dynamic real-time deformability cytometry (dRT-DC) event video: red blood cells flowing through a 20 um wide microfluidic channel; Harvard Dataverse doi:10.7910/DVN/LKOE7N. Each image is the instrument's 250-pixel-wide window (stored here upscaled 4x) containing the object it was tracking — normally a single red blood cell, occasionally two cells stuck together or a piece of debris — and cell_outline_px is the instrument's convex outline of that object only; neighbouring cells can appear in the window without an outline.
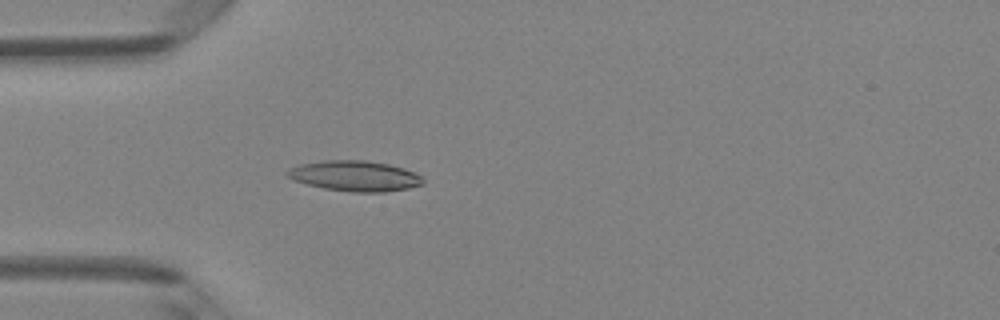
{"species": "Egyptian fruit bat (a non-hibernating species)", "species_latin": "Rousettus aegyptiacus", "temperature_condition": "room temperature", "stored_images_in_passage": 48, "camera_frame_rate_fps": 3000, "um_per_image_px": 0.085, "animal": {"sex": "female"}, "frame": {"image": 1, "passage_image": 14, "time_ms": 4.333, "image_size_px": [1000, 320], "cell_outline_px": [[424, 184], [408, 188], [384, 192], [352, 192], [324, 188], [292, 180], [284, 172], [288, 168], [300, 164], [324, 160], [364, 160], [388, 164], [404, 168], [420, 176], [424, 180]], "centroid_in_image_um": [30.13, 14.95], "position_along_channel_um": 54.9, "area_um2": 24.04}}
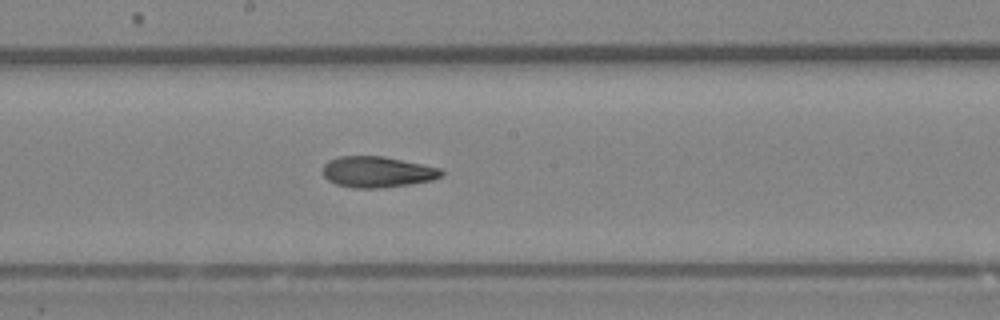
{"frame": {"image": 2, "passage_image": 26, "time_ms": 8.333, "image_size_px": [1000, 320], "cell_outline_px": [[444, 176], [432, 180], [412, 184], [380, 188], [356, 188], [336, 184], [328, 180], [324, 176], [324, 164], [328, 160], [340, 156], [384, 156], [440, 168], [444, 172]], "centroid_in_image_um": [32.1, 14.61], "position_along_channel_um": 216.1, "area_um2": 21.44}}
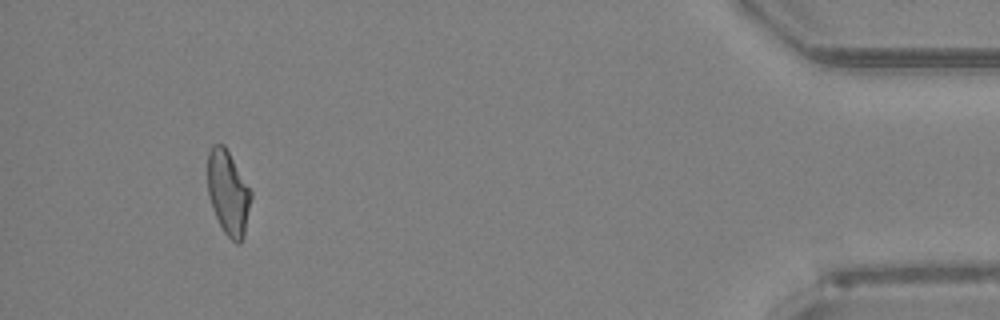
{"frame": {"image": 3, "passage_image": 45, "time_ms": 14.667, "image_size_px": [1000, 320], "cell_outline_px": [[252, 196], [244, 236], [240, 244], [236, 244], [224, 232], [212, 208], [208, 196], [208, 152], [212, 144], [224, 144], [252, 192]], "centroid_in_image_um": [19.4, 16.39], "position_along_channel_um": 415.8, "area_um2": 21.27}, "authors_computed_cell_mechanics": {"area_um2": 21.6172, "velocity_mm_per_s": 4.2148, "shape_relaxation_time_tau1_ms": 9.4557, "shape_relaxation_time_tau2_ms": 6.8506, "deformation_change_tau1": 0.2483, "deformation_change_tau2": 0.1422}}